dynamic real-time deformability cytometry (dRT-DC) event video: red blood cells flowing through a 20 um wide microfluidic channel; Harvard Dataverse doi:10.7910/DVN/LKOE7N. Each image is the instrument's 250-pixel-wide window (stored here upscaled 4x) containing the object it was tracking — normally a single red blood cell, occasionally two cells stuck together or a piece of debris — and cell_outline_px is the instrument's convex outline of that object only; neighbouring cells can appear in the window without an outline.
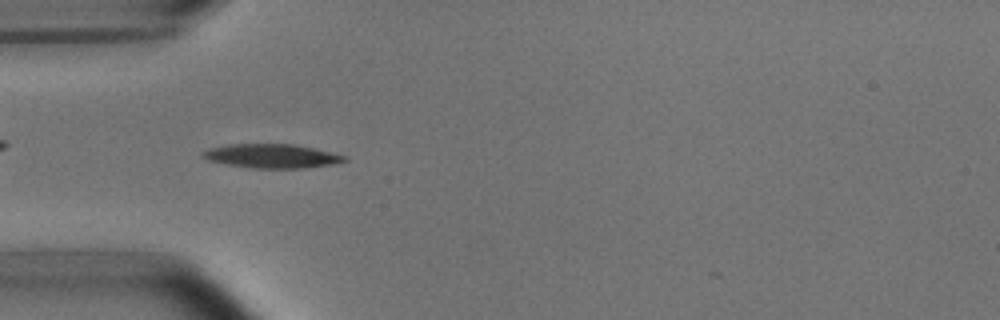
{"species": "common noctule bat (a hibernating species)", "species_latin": "Nyctalus noctula", "temperature_condition": "room temperature", "stored_images_in_passage": 38, "camera_frame_rate_fps": 3000, "um_per_image_px": 0.085, "animal": {"sex": "male", "body_mass_g": 15.6}, "frame": {"image": 1, "passage_image": 3, "time_ms": 0.667, "image_size_px": [1000, 320], "cell_outline_px": [[348, 160], [332, 164], [304, 168], [252, 168], [228, 164], [208, 160], [200, 156], [200, 152], [208, 148], [228, 144], [292, 144], [312, 148], [348, 156]], "centroid_in_image_um": [23.06, 13.26], "position_along_channel_um": 61.9, "area_um2": 19.77}}
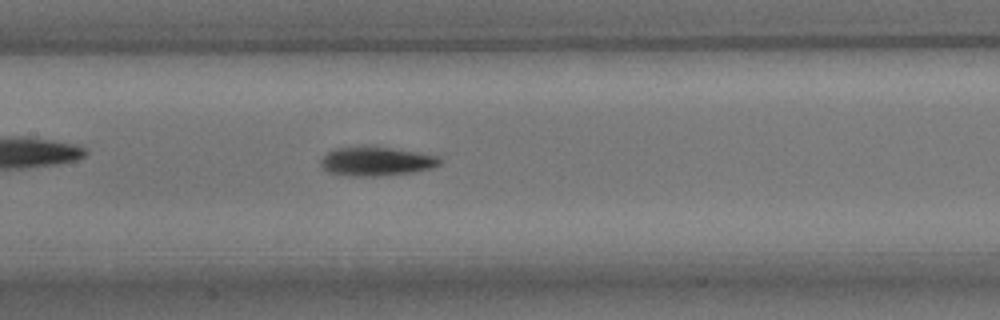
{"frame": {"image": 2, "passage_image": 12, "time_ms": 3.667, "image_size_px": [1000, 320], "cell_outline_px": [[444, 160], [440, 164], [432, 168], [416, 172], [376, 176], [352, 176], [328, 172], [320, 164], [320, 160], [328, 152], [336, 148], [364, 144], [372, 144], [440, 156]], "centroid_in_image_um": [32.02, 13.67], "position_along_channel_um": 175.4, "area_um2": 20.81}}
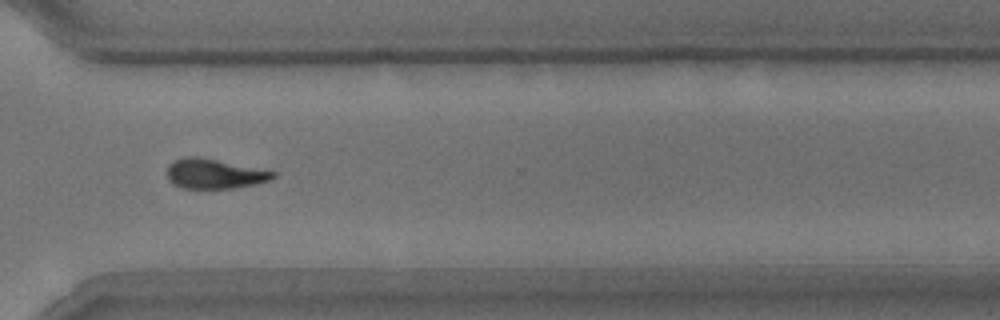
{"frame": {"image": 3, "passage_image": 26, "time_ms": 8.333, "image_size_px": [1000, 320], "cell_outline_px": [[276, 176], [268, 180], [256, 184], [232, 188], [184, 188], [172, 184], [168, 180], [168, 164], [176, 160], [188, 156], [196, 156], [276, 172]], "centroid_in_image_um": [18.19, 14.78], "position_along_channel_um": 352.4, "area_um2": 18.03}, "authors_computed_cell_mechanics": {"area_um2": 19.0451, "velocity_mm_per_s": 3.796, "shape_relaxation_time_tau1_ms": 3.2546, "shape_relaxation_time_tau2_ms": null, "deformation_change_tau1": 0.1429, "deformation_change_tau2": null}}